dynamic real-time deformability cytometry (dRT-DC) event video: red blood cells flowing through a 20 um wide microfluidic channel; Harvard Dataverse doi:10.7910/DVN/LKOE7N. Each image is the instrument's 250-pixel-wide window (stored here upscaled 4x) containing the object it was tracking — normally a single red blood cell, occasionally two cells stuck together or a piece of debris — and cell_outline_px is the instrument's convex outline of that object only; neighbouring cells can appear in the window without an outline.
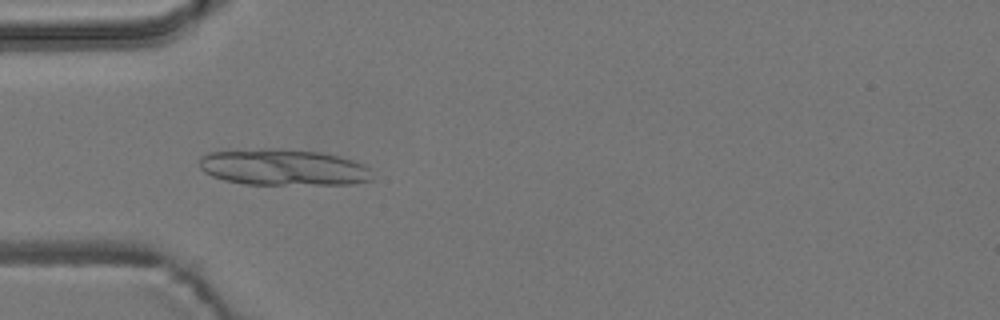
{"species": "common noctule bat (a hibernating species)", "species_latin": "Nyctalus noctula", "temperature_condition": "room temperature", "stored_images_in_passage": 48, "camera_frame_rate_fps": 3000, "um_per_image_px": 0.085, "animal": {"sex": "male", "body_mass_g": 19.2, "forearm_length_mm": 51.8}, "frame": {"image": 1, "passage_image": 10, "time_ms": 3.0, "image_size_px": [1000, 320], "cell_outline_px": [[372, 180], [352, 184], [244, 184], [224, 180], [212, 176], [204, 172], [200, 168], [200, 156], [208, 152], [264, 148], [280, 148], [320, 152], [340, 156], [364, 164], [368, 168]], "centroid_in_image_um": [24.05, 14.21], "position_along_channel_um": 60.9, "area_um2": 36.7}}
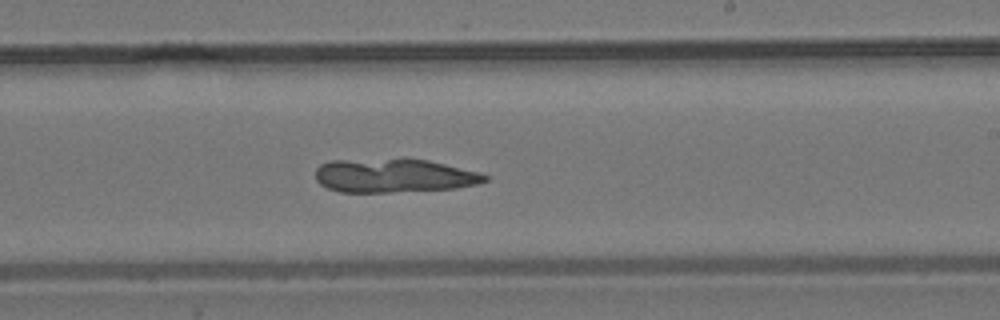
{"frame": {"image": 2, "passage_image": 26, "time_ms": 8.333, "image_size_px": [1000, 320], "cell_outline_px": [[488, 180], [476, 184], [456, 188], [392, 192], [340, 192], [328, 188], [320, 184], [316, 180], [316, 168], [320, 164], [328, 160], [428, 160], [480, 172], [488, 176]], "centroid_in_image_um": [33.47, 14.94], "position_along_channel_um": 255.5, "area_um2": 32.95}}
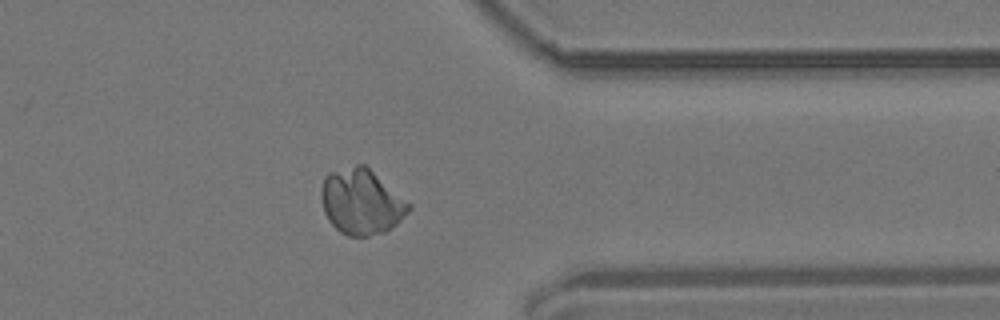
{"frame": {"image": 3, "passage_image": 37, "time_ms": 12.0, "image_size_px": [1000, 320], "cell_outline_px": [[412, 208], [396, 224], [384, 232], [368, 236], [348, 236], [340, 232], [328, 220], [324, 212], [320, 196], [320, 188], [324, 176], [328, 172], [356, 164], [364, 164], [412, 204]], "centroid_in_image_um": [30.69, 17.14], "position_along_channel_um": 380.7, "area_um2": 33.58}}